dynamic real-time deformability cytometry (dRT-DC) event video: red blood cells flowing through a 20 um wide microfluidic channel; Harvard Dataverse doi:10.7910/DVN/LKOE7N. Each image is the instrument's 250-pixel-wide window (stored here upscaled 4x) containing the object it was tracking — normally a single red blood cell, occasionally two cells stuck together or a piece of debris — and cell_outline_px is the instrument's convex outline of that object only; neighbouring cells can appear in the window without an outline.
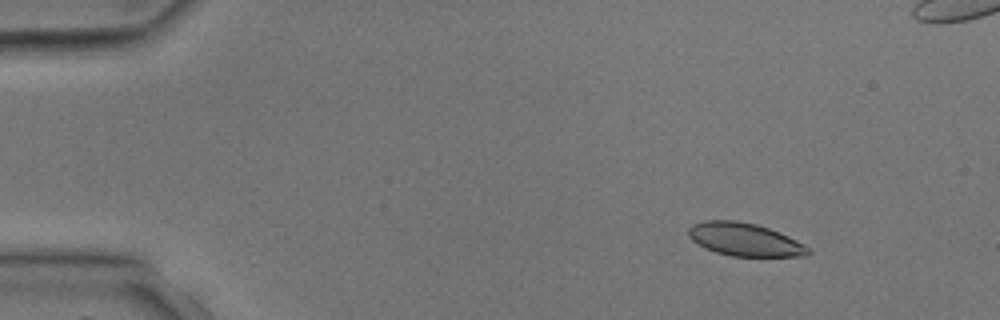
{"species": "common noctule bat (a hibernating species)", "species_latin": "Nyctalus noctula", "temperature_condition": "room temperature", "stored_images_in_passage": 4, "camera_frame_rate_fps": 3000, "um_per_image_px": 0.085, "animal": {"sex": "male", "body_mass_g": 17.9, "forearm_length_mm": 54.2}, "frame": {"image": 1, "passage_image": 2, "time_ms": 1.333, "image_size_px": [1000, 320], "cell_outline_px": [[812, 252], [808, 256], [732, 256], [716, 252], [704, 248], [692, 240], [688, 236], [688, 228], [692, 224], [704, 220], [736, 220], [756, 224], [768, 228], [788, 236], [804, 244]], "centroid_in_image_um": [63.28, 20.35], "position_along_channel_um": 21.7, "area_um2": 23.06}}